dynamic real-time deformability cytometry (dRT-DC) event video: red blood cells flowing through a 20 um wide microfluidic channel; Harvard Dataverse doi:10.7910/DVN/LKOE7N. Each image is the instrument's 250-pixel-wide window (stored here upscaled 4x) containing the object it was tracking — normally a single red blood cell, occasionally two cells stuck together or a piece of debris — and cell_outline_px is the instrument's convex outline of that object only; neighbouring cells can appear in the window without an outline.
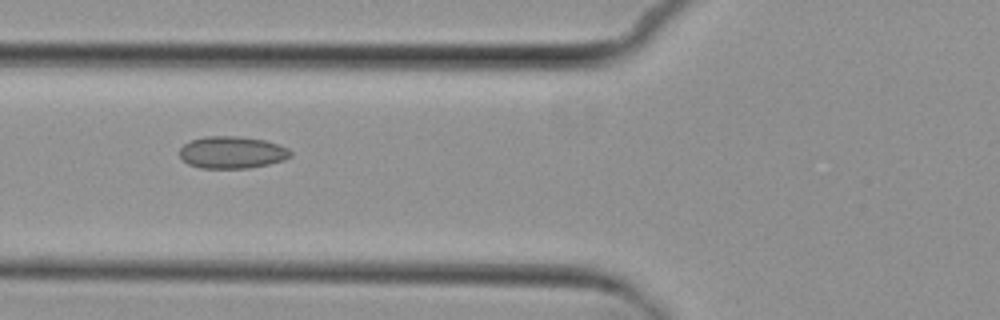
{"species": "common noctule bat (a hibernating species)", "species_latin": "Nyctalus noctula", "temperature_condition": "cold", "stored_images_in_passage": 4, "camera_frame_rate_fps": 3000, "um_per_image_px": 0.085, "animal": {"sex": "female", "body_mass_g": 29.2, "forearm_length_mm": 56.3}, "frame": {"image": 1, "passage_image": 3, "time_ms": 2.333, "image_size_px": [1000, 320], "cell_outline_px": [[292, 156], [284, 160], [268, 164], [248, 168], [200, 168], [188, 164], [180, 156], [180, 148], [184, 144], [192, 140], [204, 136], [236, 136], [264, 140], [288, 148], [292, 152]], "centroid_in_image_um": [19.72, 12.95], "position_along_channel_um": 106.1, "area_um2": 20.69}}
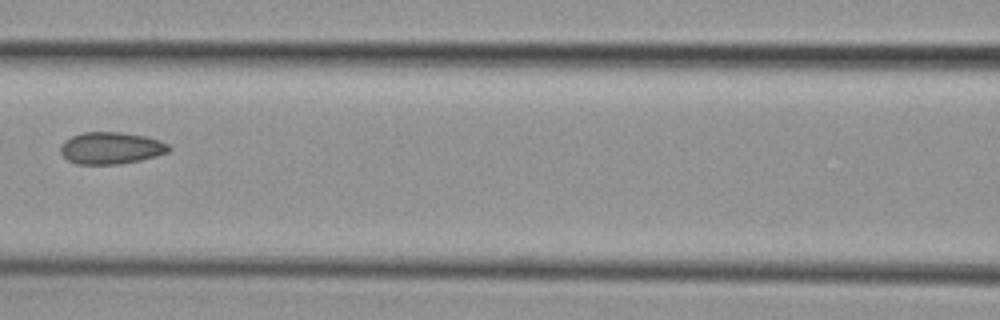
{"frame": {"image": 2, "passage_image": 4, "time_ms": 3.667, "image_size_px": [1000, 320], "cell_outline_px": [[172, 148], [168, 152], [156, 156], [140, 160], [120, 164], [76, 164], [68, 160], [60, 152], [60, 144], [64, 140], [72, 136], [84, 132], [120, 132], [144, 136], [160, 140], [168, 144]], "centroid_in_image_um": [9.43, 12.58], "position_along_channel_um": 157.2, "area_um2": 20.23}}